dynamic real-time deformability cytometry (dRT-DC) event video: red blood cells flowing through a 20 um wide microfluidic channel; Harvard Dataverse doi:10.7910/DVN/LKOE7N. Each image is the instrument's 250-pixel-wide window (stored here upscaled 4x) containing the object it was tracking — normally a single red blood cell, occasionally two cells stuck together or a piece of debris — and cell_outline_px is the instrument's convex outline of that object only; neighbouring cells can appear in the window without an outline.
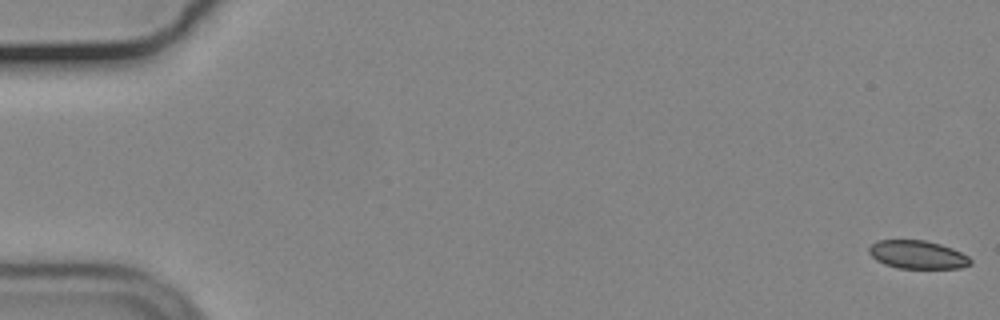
{"species": "common noctule bat (a hibernating species)", "species_latin": "Nyctalus noctula", "temperature_condition": "cold", "stored_images_in_passage": 56, "camera_frame_rate_fps": 3000, "um_per_image_px": 0.085, "animal": {"sex": "male", "body_mass_g": 19.2, "forearm_length_mm": 51.8}, "frame": {"image": 1, "passage_image": 1, "time_ms": 0.0, "image_size_px": [1000, 320], "cell_outline_px": [[972, 264], [960, 268], [900, 268], [884, 264], [876, 260], [868, 252], [868, 248], [876, 240], [924, 240], [940, 244], [952, 248], [968, 256], [972, 260]], "centroid_in_image_um": [77.99, 21.64], "position_along_channel_um": 7.0, "area_um2": 16.7}}
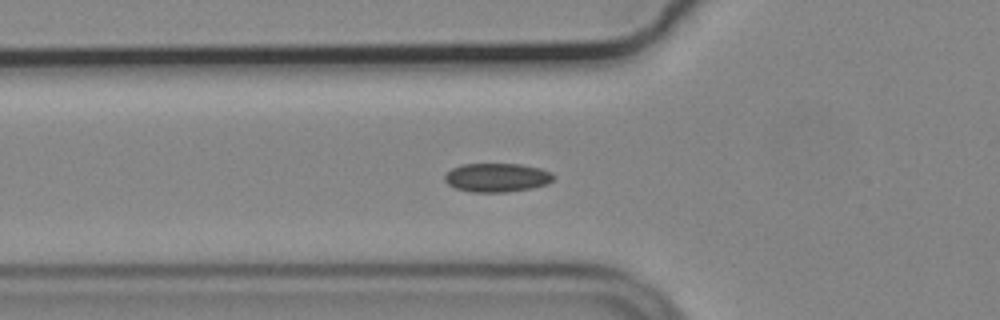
{"frame": {"image": 2, "passage_image": 20, "time_ms": 6.333, "image_size_px": [1000, 320], "cell_outline_px": [[556, 176], [548, 184], [532, 188], [508, 192], [472, 192], [456, 188], [448, 184], [444, 180], [444, 176], [452, 168], [460, 164], [520, 164], [540, 168], [552, 172]], "centroid_in_image_um": [42.26, 15.09], "position_along_channel_um": 83.5, "area_um2": 18.38}}
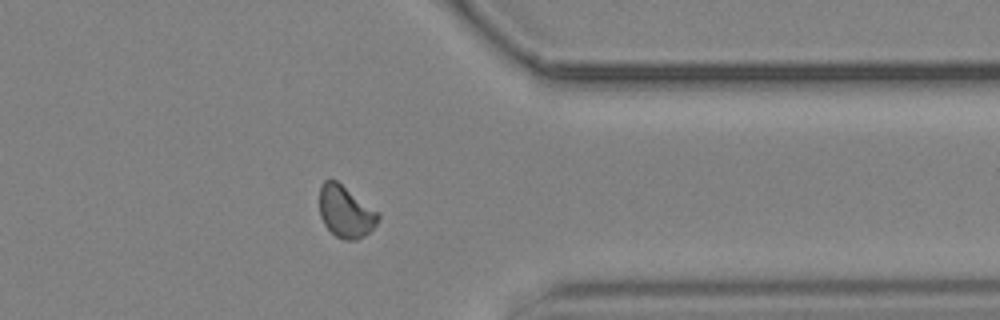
{"frame": {"image": 3, "passage_image": 45, "time_ms": 14.667, "image_size_px": [1000, 320], "cell_outline_px": [[380, 216], [376, 224], [364, 236], [356, 240], [344, 240], [336, 236], [324, 224], [320, 216], [320, 184], [324, 180], [336, 180], [380, 212]], "centroid_in_image_um": [29.38, 17.98], "position_along_channel_um": 382.0, "area_um2": 17.74}, "authors_computed_cell_mechanics": {"area_um2": 17.629, "velocity_mm_per_s": 3.6911, "shape_relaxation_time_tau1_ms": null, "shape_relaxation_time_tau2_ms": 5.1154, "deformation_change_tau1": null, "deformation_change_tau2": 0.0707}}